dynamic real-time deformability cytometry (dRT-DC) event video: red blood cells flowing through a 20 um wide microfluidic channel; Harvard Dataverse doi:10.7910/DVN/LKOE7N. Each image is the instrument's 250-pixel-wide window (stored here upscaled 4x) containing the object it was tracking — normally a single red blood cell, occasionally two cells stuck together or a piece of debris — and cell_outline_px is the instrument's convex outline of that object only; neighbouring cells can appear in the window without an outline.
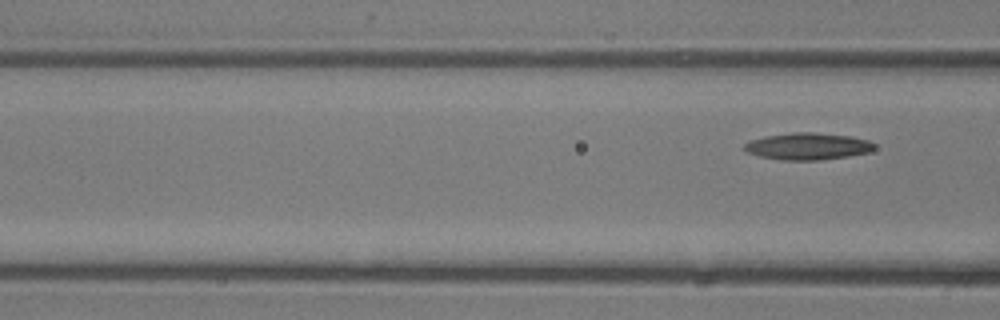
{"species": "common noctule bat (a hibernating species)", "species_latin": "Nyctalus noctula", "temperature_condition": "room temperature", "stored_images_in_passage": 5, "segment_of_instrument_passage": [2, 2], "camera_frame_rate_fps": 3000, "um_per_image_px": 0.085, "animal": {"sex": "male", "body_mass_g": 13.3}, "frame": {"image": 1, "passage_image": 5, "time_ms": 1.333, "image_size_px": [1000, 320], "cell_outline_px": [[876, 148], [868, 152], [848, 156], [820, 160], [780, 160], [760, 156], [748, 152], [744, 148], [744, 144], [748, 140], [764, 136], [792, 132], [812, 132], [852, 136], [868, 140], [876, 144]], "centroid_in_image_um": [68.66, 12.43], "position_along_channel_um": 97.9, "area_um2": 20.52}}